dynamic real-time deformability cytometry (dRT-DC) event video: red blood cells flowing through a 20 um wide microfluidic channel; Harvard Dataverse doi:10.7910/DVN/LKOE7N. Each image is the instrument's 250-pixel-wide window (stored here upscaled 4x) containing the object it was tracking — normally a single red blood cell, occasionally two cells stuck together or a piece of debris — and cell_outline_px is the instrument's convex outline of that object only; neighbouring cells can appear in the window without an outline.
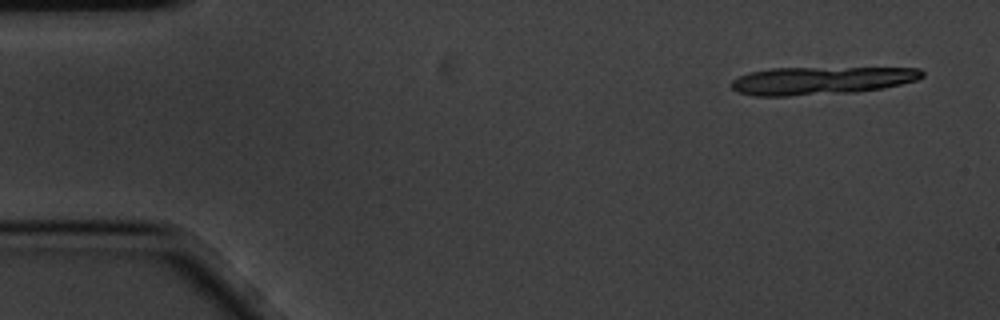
{"species": "common noctule bat (a hibernating species)", "species_latin": "Nyctalus noctula", "temperature_condition": "cold", "stored_images_in_passage": 3, "camera_frame_rate_fps": 3000, "um_per_image_px": 0.085, "animal": {"sex": "male", "body_mass_g": 20.1, "forearm_length_mm": 53.5}, "frame": {"image": 1, "passage_image": 1, "time_ms": 0.0, "image_size_px": [1000, 320], "cell_outline_px": [[924, 76], [916, 80], [884, 88], [856, 92], [788, 96], [756, 96], [740, 92], [732, 88], [728, 84], [732, 80], [740, 76], [752, 72], [772, 68], [920, 68], [924, 72]], "centroid_in_image_um": [69.81, 6.85], "position_along_channel_um": 15.2, "area_um2": 30.92}}